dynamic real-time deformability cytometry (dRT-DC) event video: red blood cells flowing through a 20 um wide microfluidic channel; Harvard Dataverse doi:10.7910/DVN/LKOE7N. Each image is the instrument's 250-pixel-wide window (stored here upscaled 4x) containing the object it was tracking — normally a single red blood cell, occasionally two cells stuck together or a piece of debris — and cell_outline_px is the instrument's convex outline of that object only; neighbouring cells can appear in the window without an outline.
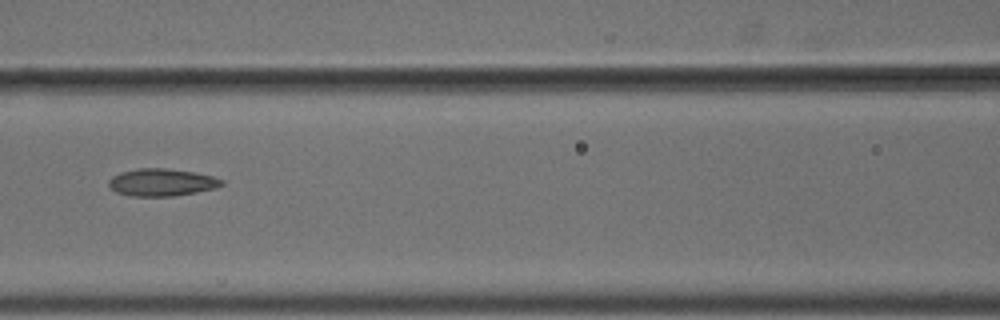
{"species": "common noctule bat (a hibernating species)", "species_latin": "Nyctalus noctula", "temperature_condition": "cold", "stored_images_in_passage": 9, "camera_frame_rate_fps": 3000, "um_per_image_px": 0.085, "animal": {"sex": "male", "body_mass_g": 18.8}, "frame": {"image": 1, "passage_image": 7, "time_ms": 2.0, "image_size_px": [1000, 320], "cell_outline_px": [[224, 184], [216, 188], [196, 192], [172, 196], [132, 196], [116, 192], [108, 184], [108, 180], [112, 176], [120, 172], [136, 168], [168, 168], [196, 172], [212, 176], [224, 180]], "centroid_in_image_um": [13.75, 15.49], "position_along_channel_um": 152.8, "area_um2": 18.15}}
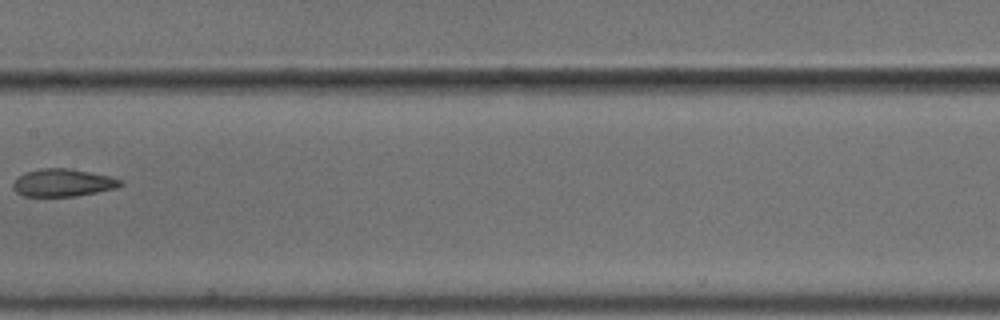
{"frame": {"image": 2, "passage_image": 8, "time_ms": 2.333, "image_size_px": [1000, 320], "cell_outline_px": [[124, 184], [116, 188], [76, 196], [24, 196], [16, 192], [12, 188], [12, 184], [24, 172], [40, 168], [68, 168], [108, 176], [124, 180]], "centroid_in_image_um": [5.34, 15.53], "position_along_channel_um": 202.1, "area_um2": 17.22}}
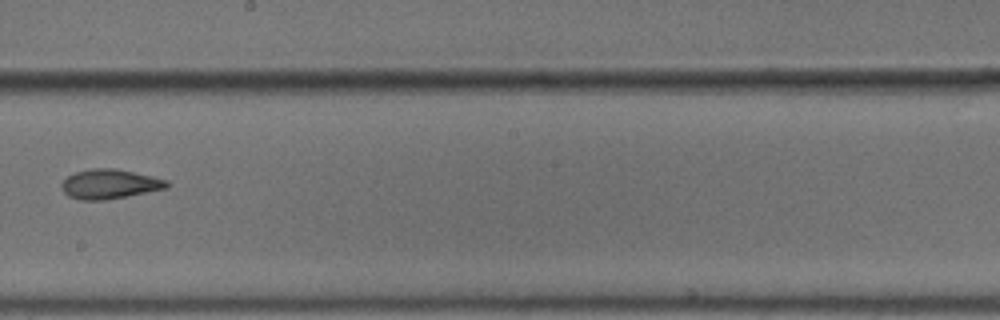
{"frame": {"image": 3, "passage_image": 9, "time_ms": 2.667, "image_size_px": [1000, 320], "cell_outline_px": [[172, 184], [168, 188], [128, 196], [104, 200], [80, 200], [68, 196], [60, 188], [60, 184], [68, 176], [76, 172], [88, 168], [116, 168], [152, 176], [168, 180]], "centroid_in_image_um": [9.34, 15.64], "position_along_channel_um": 238.9, "area_um2": 18.38}}